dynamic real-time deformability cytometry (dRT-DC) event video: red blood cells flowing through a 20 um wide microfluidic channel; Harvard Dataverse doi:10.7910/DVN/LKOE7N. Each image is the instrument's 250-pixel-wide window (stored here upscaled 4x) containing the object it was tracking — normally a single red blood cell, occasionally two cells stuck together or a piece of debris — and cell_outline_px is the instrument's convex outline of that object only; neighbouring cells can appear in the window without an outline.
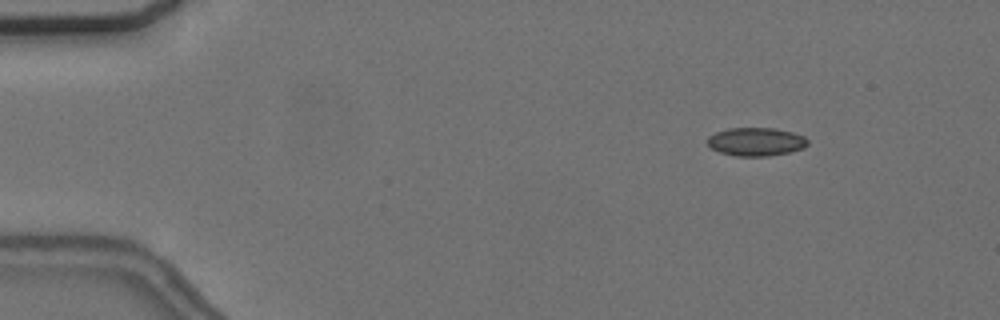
{"species": "common noctule bat (a hibernating species)", "species_latin": "Nyctalus noctula", "temperature_condition": "cold", "stored_images_in_passage": 3, "camera_frame_rate_fps": 3000, "um_per_image_px": 0.085, "animal": {"sex": "female", "body_mass_g": 24.6, "forearm_length_mm": 56.2}, "frame": {"image": 1, "passage_image": 1, "time_ms": 0.0, "image_size_px": [1000, 320], "cell_outline_px": [[808, 144], [804, 148], [788, 152], [768, 156], [736, 156], [720, 152], [712, 148], [704, 140], [708, 136], [716, 132], [728, 128], [776, 128], [792, 132], [804, 136], [808, 140]], "centroid_in_image_um": [64.24, 12.04], "position_along_channel_um": 20.8, "area_um2": 16.65}}